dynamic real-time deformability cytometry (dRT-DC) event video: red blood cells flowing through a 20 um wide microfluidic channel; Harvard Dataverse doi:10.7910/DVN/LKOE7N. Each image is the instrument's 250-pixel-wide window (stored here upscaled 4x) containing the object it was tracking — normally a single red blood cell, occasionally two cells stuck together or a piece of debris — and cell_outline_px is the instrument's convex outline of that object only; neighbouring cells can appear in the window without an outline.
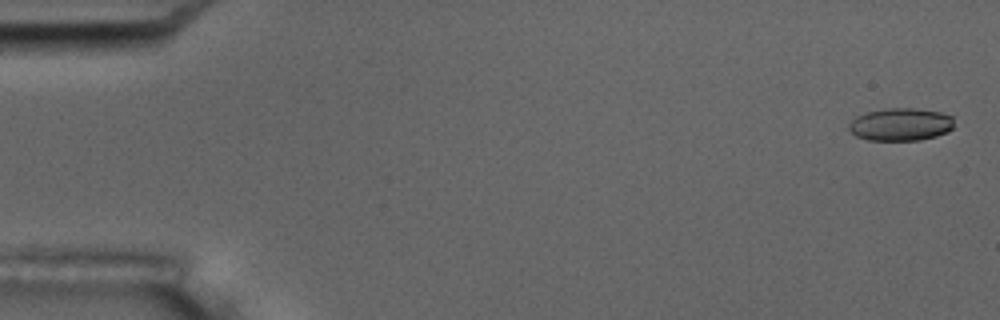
{"species": "common noctule bat (a hibernating species)", "species_latin": "Nyctalus noctula", "temperature_condition": "room temperature", "stored_images_in_passage": 5, "camera_frame_rate_fps": 3000, "um_per_image_px": 0.085, "animal": {"sex": "male", "body_mass_g": 17.5, "forearm_length_mm": 52.3}, "frame": {"image": 1, "passage_image": 1, "time_ms": 0.0, "image_size_px": [1000, 320], "cell_outline_px": [[952, 128], [948, 132], [936, 136], [920, 140], [868, 140], [856, 136], [848, 128], [848, 124], [856, 116], [868, 112], [884, 108], [912, 108], [940, 112], [952, 116]], "centroid_in_image_um": [76.54, 10.58], "position_along_channel_um": 8.5, "area_um2": 20.0}}
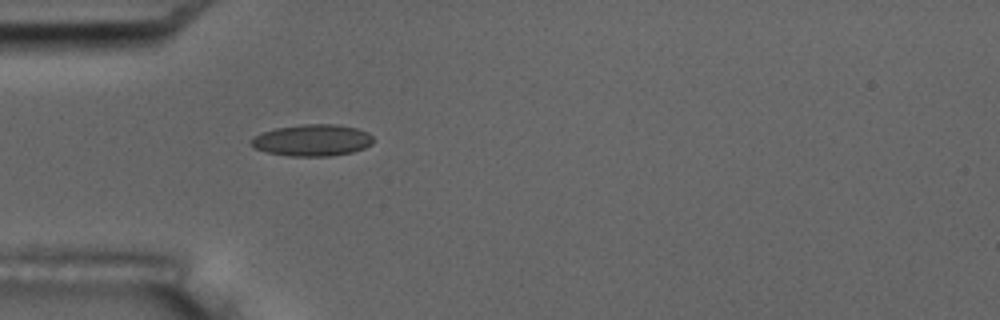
{"frame": {"image": 2, "passage_image": 5, "time_ms": 5.333, "image_size_px": [1000, 320], "cell_outline_px": [[372, 144], [364, 148], [352, 152], [328, 156], [288, 156], [268, 152], [252, 148], [248, 144], [256, 136], [264, 132], [276, 128], [304, 124], [336, 124], [356, 128], [368, 132], [372, 136]], "centroid_in_image_um": [26.54, 11.92], "position_along_channel_um": 58.5, "area_um2": 22.43}}